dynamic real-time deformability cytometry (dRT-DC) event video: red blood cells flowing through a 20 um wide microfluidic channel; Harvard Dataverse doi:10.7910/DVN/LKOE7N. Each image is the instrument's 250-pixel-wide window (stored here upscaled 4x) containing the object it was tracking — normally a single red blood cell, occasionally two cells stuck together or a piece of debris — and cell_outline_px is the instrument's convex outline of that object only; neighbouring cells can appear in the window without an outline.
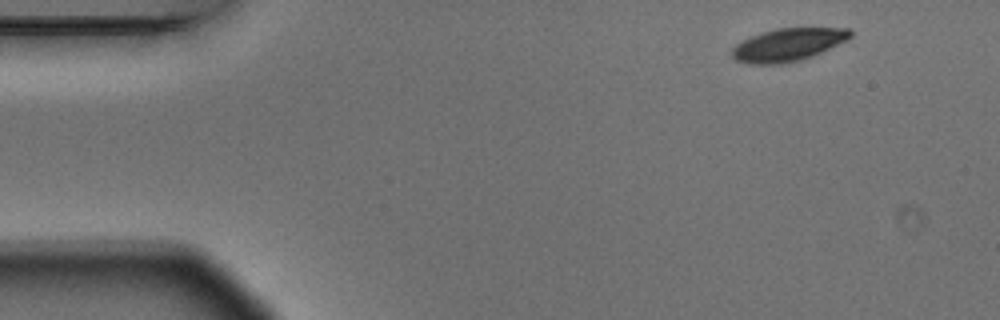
{"species": "Egyptian fruit bat (a non-hibernating species)", "species_latin": "Rousettus aegyptiacus", "temperature_condition": "warm", "stored_images_in_passage": 5, "camera_frame_rate_fps": 3000, "um_per_image_px": 0.085, "animal": {"sex": "male"}, "frame": {"image": 1, "passage_image": 1, "time_ms": 0.0, "image_size_px": [1000, 320], "cell_outline_px": [[852, 36], [848, 40], [812, 56], [800, 60], [780, 64], [752, 64], [736, 60], [732, 56], [732, 48], [736, 44], [760, 32], [776, 28], [848, 28], [852, 32]], "centroid_in_image_um": [66.99, 3.79], "position_along_channel_um": 18.0, "area_um2": 22.54}}
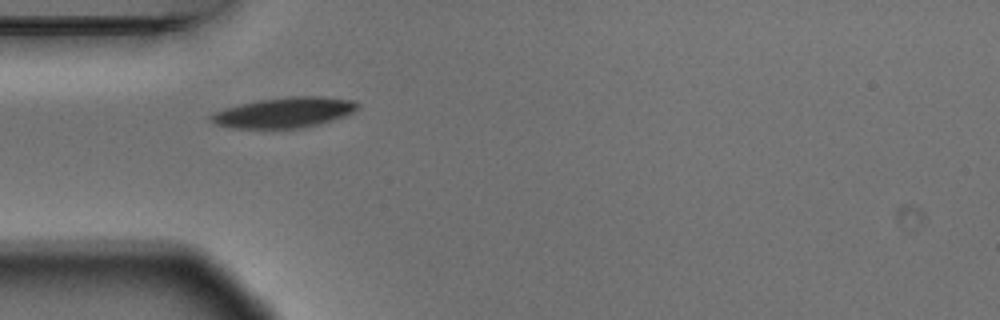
{"frame": {"image": 2, "passage_image": 4, "time_ms": 1.0, "image_size_px": [1000, 320], "cell_outline_px": [[360, 104], [352, 112], [344, 116], [316, 124], [300, 128], [228, 128], [216, 124], [208, 116], [224, 108], [240, 104], [260, 100], [292, 96], [320, 96], [352, 100]], "centroid_in_image_um": [24.13, 9.56], "position_along_channel_um": 60.9, "area_um2": 25.55}}
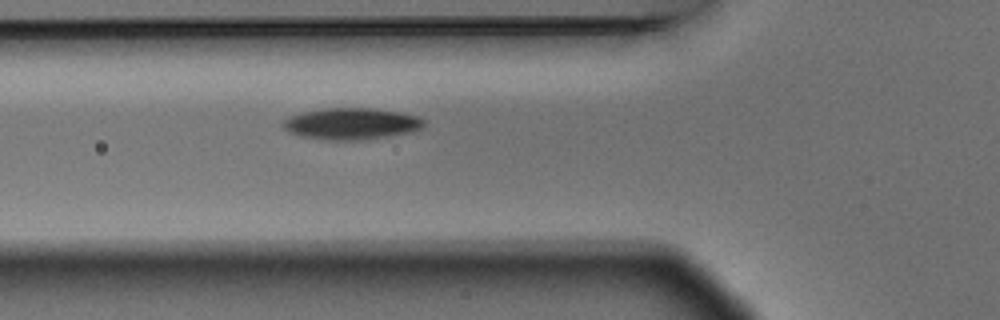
{"frame": {"image": 3, "passage_image": 5, "time_ms": 1.333, "image_size_px": [1000, 320], "cell_outline_px": [[424, 124], [420, 128], [412, 132], [360, 140], [324, 140], [300, 136], [288, 132], [280, 124], [288, 116], [304, 112], [324, 108], [372, 108], [400, 112], [416, 116], [424, 120]], "centroid_in_image_um": [29.81, 10.52], "position_along_channel_um": 96.0, "area_um2": 25.89}}